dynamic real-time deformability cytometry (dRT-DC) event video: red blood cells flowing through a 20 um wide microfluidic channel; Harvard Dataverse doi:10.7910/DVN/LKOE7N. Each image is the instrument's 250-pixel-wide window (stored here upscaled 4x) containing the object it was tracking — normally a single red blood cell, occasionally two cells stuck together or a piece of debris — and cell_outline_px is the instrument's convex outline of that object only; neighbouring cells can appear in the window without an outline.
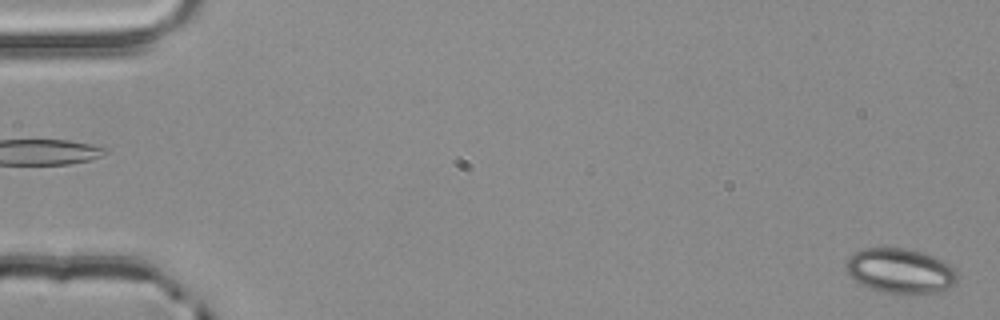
{"species": "common noctule bat (a hibernating species)", "species_latin": "Nyctalus noctula", "temperature_condition": "room temperature", "stored_images_in_passage": 4, "camera_frame_rate_fps": 3000, "um_per_image_px": 0.085, "animal": {"sex": "male", "body_mass_g": 20.4}, "frame": {"image": 1, "passage_image": 1, "time_ms": 0.0, "image_size_px": [1000, 320], "cell_outline_px": [[956, 284], [948, 288], [936, 292], [904, 296], [896, 296], [880, 292], [856, 280], [844, 268], [844, 264], [848, 256], [864, 248], [904, 248], [924, 252], [956, 268]], "centroid_in_image_um": [76.53, 23.05], "position_along_channel_um": 8.5, "area_um2": 29.54}}